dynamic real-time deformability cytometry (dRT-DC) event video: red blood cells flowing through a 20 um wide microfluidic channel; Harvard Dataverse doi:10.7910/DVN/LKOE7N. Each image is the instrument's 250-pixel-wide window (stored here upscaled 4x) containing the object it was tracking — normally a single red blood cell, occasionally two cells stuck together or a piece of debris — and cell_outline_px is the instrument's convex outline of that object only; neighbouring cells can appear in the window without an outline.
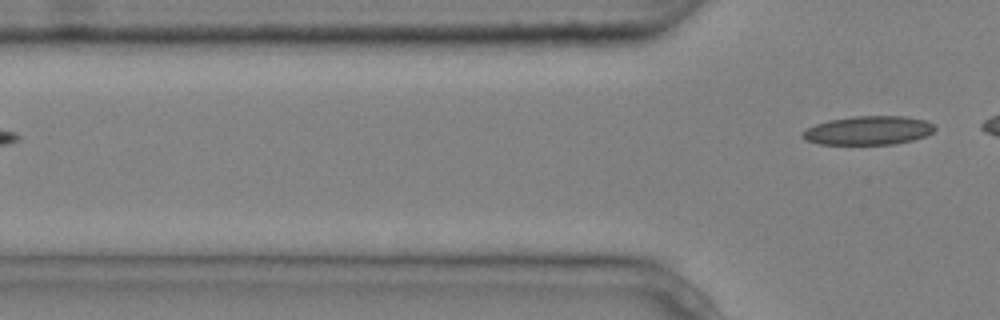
{"species": "common noctule bat (a hibernating species)", "species_latin": "Nyctalus noctula", "temperature_condition": "cold", "stored_images_in_passage": 3, "camera_frame_rate_fps": 3000, "um_per_image_px": 0.085, "animal": {"sex": "male", "body_mass_g": 20.4}, "frame": {"image": 1, "passage_image": 3, "time_ms": 0.667, "image_size_px": [1000, 320], "cell_outline_px": [[936, 128], [932, 132], [924, 136], [912, 140], [896, 144], [820, 144], [804, 140], [800, 136], [800, 132], [816, 124], [828, 120], [852, 116], [904, 116], [924, 120], [932, 124]], "centroid_in_image_um": [73.76, 11.09], "position_along_channel_um": 52.0, "area_um2": 22.2}}